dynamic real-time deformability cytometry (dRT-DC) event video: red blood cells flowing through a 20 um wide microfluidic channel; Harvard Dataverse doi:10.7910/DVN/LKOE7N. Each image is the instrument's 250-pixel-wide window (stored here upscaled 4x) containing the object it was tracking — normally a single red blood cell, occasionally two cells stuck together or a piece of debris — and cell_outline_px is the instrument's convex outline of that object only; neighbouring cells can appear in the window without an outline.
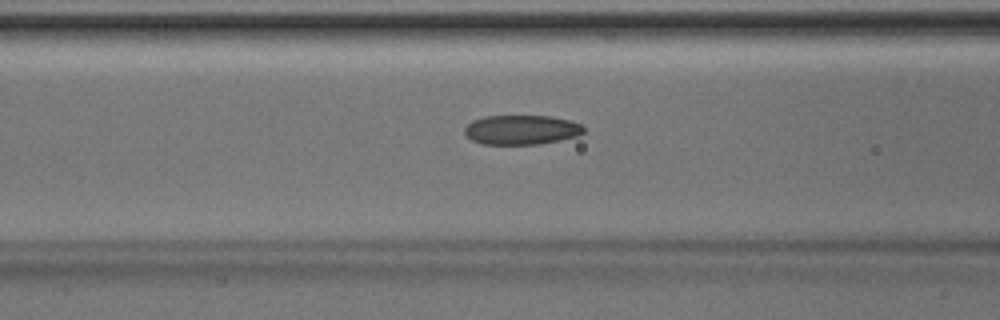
{"species": "Egyptian fruit bat (a non-hibernating species)", "species_latin": "Rousettus aegyptiacus", "temperature_condition": "room temperature", "stored_images_in_passage": 8, "camera_frame_rate_fps": 3000, "um_per_image_px": 0.085, "animal": {"sex": "male"}, "frame": {"image": 1, "passage_image": 6, "time_ms": 1.667, "image_size_px": [1000, 320], "cell_outline_px": [[584, 132], [576, 136], [560, 140], [540, 144], [484, 144], [472, 140], [464, 132], [464, 128], [472, 120], [484, 116], [552, 116], [568, 120], [580, 124], [584, 128]], "centroid_in_image_um": [44.31, 11.03], "position_along_channel_um": 122.3, "area_um2": 20.4}}